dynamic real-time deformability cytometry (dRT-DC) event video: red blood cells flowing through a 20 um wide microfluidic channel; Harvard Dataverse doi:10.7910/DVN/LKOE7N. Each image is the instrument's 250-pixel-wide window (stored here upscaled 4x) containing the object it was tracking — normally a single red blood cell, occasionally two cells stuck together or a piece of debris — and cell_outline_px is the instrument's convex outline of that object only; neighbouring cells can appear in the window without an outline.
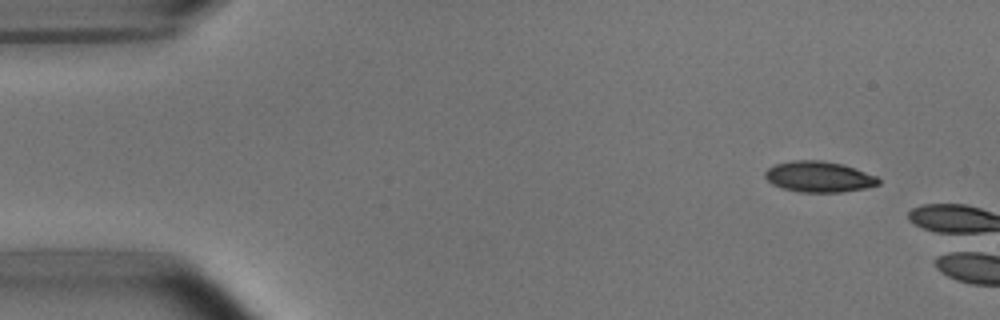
{"species": "common noctule bat (a hibernating species)", "species_latin": "Nyctalus noctula", "temperature_condition": "room temperature", "stored_images_in_passage": 2, "camera_frame_rate_fps": 3000, "um_per_image_px": 0.085, "animal": {"sex": "male", "body_mass_g": 15.6}, "frame": {"image": 1, "passage_image": 1, "time_ms": 0.0, "image_size_px": [1000, 320], "cell_outline_px": [[880, 184], [864, 188], [840, 192], [800, 192], [780, 188], [772, 184], [764, 176], [764, 172], [768, 168], [776, 164], [792, 160], [820, 160], [844, 164], [876, 176], [880, 180]], "centroid_in_image_um": [69.58, 15.02], "position_along_channel_um": 15.4, "area_um2": 20.4}}